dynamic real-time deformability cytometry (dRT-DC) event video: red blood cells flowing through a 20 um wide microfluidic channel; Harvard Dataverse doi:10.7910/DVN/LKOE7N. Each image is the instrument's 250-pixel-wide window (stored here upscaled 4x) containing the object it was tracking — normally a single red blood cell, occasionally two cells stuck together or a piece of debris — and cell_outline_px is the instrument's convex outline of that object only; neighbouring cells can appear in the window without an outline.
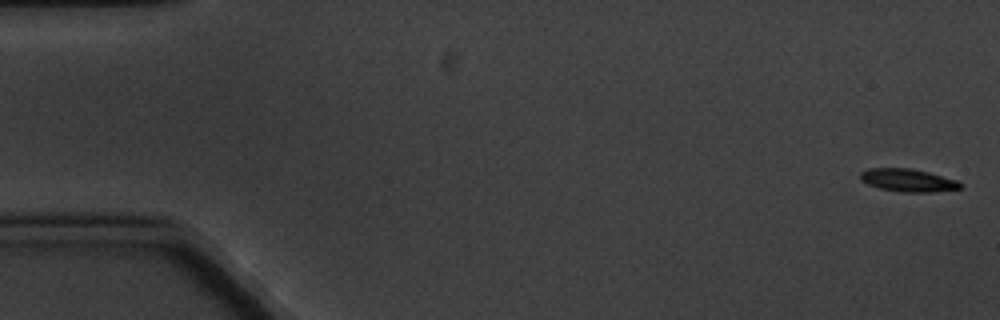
{"species": "common noctule bat (a hibernating species)", "species_latin": "Nyctalus noctula", "temperature_condition": "cold", "stored_images_in_passage": 6, "camera_frame_rate_fps": 3000, "um_per_image_px": 0.085, "animal": {"sex": "male", "body_mass_g": 20.1, "forearm_length_mm": 53.5}, "frame": {"image": 1, "passage_image": 1, "time_ms": 0.0, "image_size_px": [1000, 320], "cell_outline_px": [[964, 184], [960, 188], [932, 192], [904, 192], [880, 188], [868, 184], [860, 180], [860, 172], [868, 168], [912, 168], [928, 172], [956, 180]], "centroid_in_image_um": [77.16, 15.31], "position_along_channel_um": 7.8, "area_um2": 13.24}}
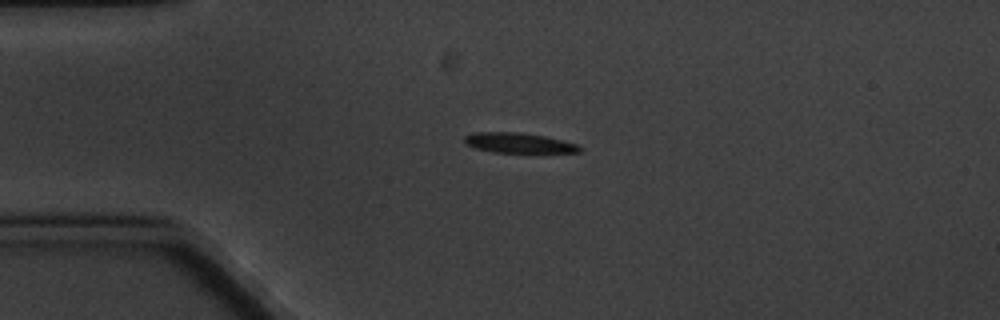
{"frame": {"image": 2, "passage_image": 4, "time_ms": 4.333, "image_size_px": [1000, 320], "cell_outline_px": [[584, 148], [580, 152], [492, 152], [476, 148], [464, 144], [464, 136], [476, 132], [520, 132], [544, 136], [576, 144]], "centroid_in_image_um": [44.05, 12.14], "position_along_channel_um": 40.9, "area_um2": 13.35}}